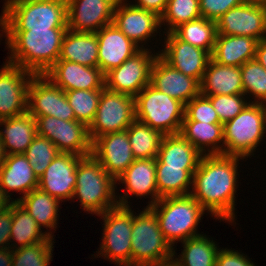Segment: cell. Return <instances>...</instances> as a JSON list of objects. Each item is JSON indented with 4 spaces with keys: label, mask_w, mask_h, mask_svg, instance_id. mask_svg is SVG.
<instances>
[{
    "label": "cell",
    "mask_w": 266,
    "mask_h": 266,
    "mask_svg": "<svg viewBox=\"0 0 266 266\" xmlns=\"http://www.w3.org/2000/svg\"><path fill=\"white\" fill-rule=\"evenodd\" d=\"M243 159L224 154L203 155L193 174L190 194L211 217L230 225L238 224L235 195L239 186V160Z\"/></svg>",
    "instance_id": "6da1fadb"
},
{
    "label": "cell",
    "mask_w": 266,
    "mask_h": 266,
    "mask_svg": "<svg viewBox=\"0 0 266 266\" xmlns=\"http://www.w3.org/2000/svg\"><path fill=\"white\" fill-rule=\"evenodd\" d=\"M67 30H0V38L5 36L9 49L6 61L34 74H44L59 59Z\"/></svg>",
    "instance_id": "7a4b0ae2"
},
{
    "label": "cell",
    "mask_w": 266,
    "mask_h": 266,
    "mask_svg": "<svg viewBox=\"0 0 266 266\" xmlns=\"http://www.w3.org/2000/svg\"><path fill=\"white\" fill-rule=\"evenodd\" d=\"M0 30L67 27L66 0H4Z\"/></svg>",
    "instance_id": "3957f363"
},
{
    "label": "cell",
    "mask_w": 266,
    "mask_h": 266,
    "mask_svg": "<svg viewBox=\"0 0 266 266\" xmlns=\"http://www.w3.org/2000/svg\"><path fill=\"white\" fill-rule=\"evenodd\" d=\"M116 188V180L92 154L79 160L72 200H79L82 211L98 216L117 207Z\"/></svg>",
    "instance_id": "277c9868"
},
{
    "label": "cell",
    "mask_w": 266,
    "mask_h": 266,
    "mask_svg": "<svg viewBox=\"0 0 266 266\" xmlns=\"http://www.w3.org/2000/svg\"><path fill=\"white\" fill-rule=\"evenodd\" d=\"M150 208L155 212L159 228L172 248L178 242L201 235L198 225L207 211L191 194L162 197Z\"/></svg>",
    "instance_id": "5b68a950"
},
{
    "label": "cell",
    "mask_w": 266,
    "mask_h": 266,
    "mask_svg": "<svg viewBox=\"0 0 266 266\" xmlns=\"http://www.w3.org/2000/svg\"><path fill=\"white\" fill-rule=\"evenodd\" d=\"M137 212L133 210L131 266H156L172 262L173 248L163 236L155 212L147 206Z\"/></svg>",
    "instance_id": "8992f818"
},
{
    "label": "cell",
    "mask_w": 266,
    "mask_h": 266,
    "mask_svg": "<svg viewBox=\"0 0 266 266\" xmlns=\"http://www.w3.org/2000/svg\"><path fill=\"white\" fill-rule=\"evenodd\" d=\"M223 133L224 155L244 159L254 156L266 137V105L249 102L234 119L223 124Z\"/></svg>",
    "instance_id": "52a82bcc"
},
{
    "label": "cell",
    "mask_w": 266,
    "mask_h": 266,
    "mask_svg": "<svg viewBox=\"0 0 266 266\" xmlns=\"http://www.w3.org/2000/svg\"><path fill=\"white\" fill-rule=\"evenodd\" d=\"M135 119L163 135L179 134L185 105L156 89L145 86L135 97Z\"/></svg>",
    "instance_id": "ba28073f"
},
{
    "label": "cell",
    "mask_w": 266,
    "mask_h": 266,
    "mask_svg": "<svg viewBox=\"0 0 266 266\" xmlns=\"http://www.w3.org/2000/svg\"><path fill=\"white\" fill-rule=\"evenodd\" d=\"M103 220L102 243L94 258L111 261L117 266H131L133 210L117 206L98 215ZM99 256V257H98Z\"/></svg>",
    "instance_id": "9c48e42d"
},
{
    "label": "cell",
    "mask_w": 266,
    "mask_h": 266,
    "mask_svg": "<svg viewBox=\"0 0 266 266\" xmlns=\"http://www.w3.org/2000/svg\"><path fill=\"white\" fill-rule=\"evenodd\" d=\"M135 120L134 97L104 87L95 117L88 127L90 139L93 141L104 134L126 130Z\"/></svg>",
    "instance_id": "30bf717a"
},
{
    "label": "cell",
    "mask_w": 266,
    "mask_h": 266,
    "mask_svg": "<svg viewBox=\"0 0 266 266\" xmlns=\"http://www.w3.org/2000/svg\"><path fill=\"white\" fill-rule=\"evenodd\" d=\"M147 47L104 75L107 90L135 97L150 84L151 68L159 52ZM152 51H154L152 53Z\"/></svg>",
    "instance_id": "8fae6325"
},
{
    "label": "cell",
    "mask_w": 266,
    "mask_h": 266,
    "mask_svg": "<svg viewBox=\"0 0 266 266\" xmlns=\"http://www.w3.org/2000/svg\"><path fill=\"white\" fill-rule=\"evenodd\" d=\"M37 135L49 139L63 153L87 156L92 151L88 127L77 120H62L52 116L34 117Z\"/></svg>",
    "instance_id": "7c38bea8"
},
{
    "label": "cell",
    "mask_w": 266,
    "mask_h": 266,
    "mask_svg": "<svg viewBox=\"0 0 266 266\" xmlns=\"http://www.w3.org/2000/svg\"><path fill=\"white\" fill-rule=\"evenodd\" d=\"M28 112L33 117L52 116L66 121L75 120L65 91L44 74H34L30 80Z\"/></svg>",
    "instance_id": "4fadbf2b"
},
{
    "label": "cell",
    "mask_w": 266,
    "mask_h": 266,
    "mask_svg": "<svg viewBox=\"0 0 266 266\" xmlns=\"http://www.w3.org/2000/svg\"><path fill=\"white\" fill-rule=\"evenodd\" d=\"M217 35L266 38V12L261 2L247 0L216 20Z\"/></svg>",
    "instance_id": "5bb4252c"
},
{
    "label": "cell",
    "mask_w": 266,
    "mask_h": 266,
    "mask_svg": "<svg viewBox=\"0 0 266 266\" xmlns=\"http://www.w3.org/2000/svg\"><path fill=\"white\" fill-rule=\"evenodd\" d=\"M113 23L141 49H146L147 45H144L153 40L157 33L162 36L160 17L152 11L132 5L127 0L117 1Z\"/></svg>",
    "instance_id": "9a60e30c"
},
{
    "label": "cell",
    "mask_w": 266,
    "mask_h": 266,
    "mask_svg": "<svg viewBox=\"0 0 266 266\" xmlns=\"http://www.w3.org/2000/svg\"><path fill=\"white\" fill-rule=\"evenodd\" d=\"M33 75L5 61L0 68V120L28 112V88Z\"/></svg>",
    "instance_id": "2e32d148"
},
{
    "label": "cell",
    "mask_w": 266,
    "mask_h": 266,
    "mask_svg": "<svg viewBox=\"0 0 266 266\" xmlns=\"http://www.w3.org/2000/svg\"><path fill=\"white\" fill-rule=\"evenodd\" d=\"M155 174V158L135 159V161L116 179L117 186L118 184L125 186V192L116 195L118 206L130 207V201L128 202V200L131 199L132 195L139 199L145 198L146 196L151 199L147 207L154 205L161 198L158 195Z\"/></svg>",
    "instance_id": "e0dca14e"
},
{
    "label": "cell",
    "mask_w": 266,
    "mask_h": 266,
    "mask_svg": "<svg viewBox=\"0 0 266 266\" xmlns=\"http://www.w3.org/2000/svg\"><path fill=\"white\" fill-rule=\"evenodd\" d=\"M164 34L165 45H161L163 49L158 51L159 55L178 71L201 82L211 54L182 41L174 32L163 33V36Z\"/></svg>",
    "instance_id": "ac0fdd59"
},
{
    "label": "cell",
    "mask_w": 266,
    "mask_h": 266,
    "mask_svg": "<svg viewBox=\"0 0 266 266\" xmlns=\"http://www.w3.org/2000/svg\"><path fill=\"white\" fill-rule=\"evenodd\" d=\"M67 27L73 32L96 33L113 23L118 0H66Z\"/></svg>",
    "instance_id": "d6986e66"
},
{
    "label": "cell",
    "mask_w": 266,
    "mask_h": 266,
    "mask_svg": "<svg viewBox=\"0 0 266 266\" xmlns=\"http://www.w3.org/2000/svg\"><path fill=\"white\" fill-rule=\"evenodd\" d=\"M91 154L115 180L135 161L126 130L95 138Z\"/></svg>",
    "instance_id": "ffe728a7"
},
{
    "label": "cell",
    "mask_w": 266,
    "mask_h": 266,
    "mask_svg": "<svg viewBox=\"0 0 266 266\" xmlns=\"http://www.w3.org/2000/svg\"><path fill=\"white\" fill-rule=\"evenodd\" d=\"M83 156L60 152L39 178L38 188L61 201L72 200L76 169Z\"/></svg>",
    "instance_id": "44dd1931"
},
{
    "label": "cell",
    "mask_w": 266,
    "mask_h": 266,
    "mask_svg": "<svg viewBox=\"0 0 266 266\" xmlns=\"http://www.w3.org/2000/svg\"><path fill=\"white\" fill-rule=\"evenodd\" d=\"M150 84L184 105L200 94V82L178 71L159 54L151 68Z\"/></svg>",
    "instance_id": "7402d4cb"
},
{
    "label": "cell",
    "mask_w": 266,
    "mask_h": 266,
    "mask_svg": "<svg viewBox=\"0 0 266 266\" xmlns=\"http://www.w3.org/2000/svg\"><path fill=\"white\" fill-rule=\"evenodd\" d=\"M44 75L64 91L105 87L104 74L99 67H88L71 61L57 60Z\"/></svg>",
    "instance_id": "603a6c76"
},
{
    "label": "cell",
    "mask_w": 266,
    "mask_h": 266,
    "mask_svg": "<svg viewBox=\"0 0 266 266\" xmlns=\"http://www.w3.org/2000/svg\"><path fill=\"white\" fill-rule=\"evenodd\" d=\"M98 40V67L105 75L134 56L141 48L114 24H108L96 32Z\"/></svg>",
    "instance_id": "cb8c5ba5"
},
{
    "label": "cell",
    "mask_w": 266,
    "mask_h": 266,
    "mask_svg": "<svg viewBox=\"0 0 266 266\" xmlns=\"http://www.w3.org/2000/svg\"><path fill=\"white\" fill-rule=\"evenodd\" d=\"M38 184L39 179L24 154L6 156L0 167V187L11 200V191L19 192L21 198L38 188Z\"/></svg>",
    "instance_id": "d4e9b609"
},
{
    "label": "cell",
    "mask_w": 266,
    "mask_h": 266,
    "mask_svg": "<svg viewBox=\"0 0 266 266\" xmlns=\"http://www.w3.org/2000/svg\"><path fill=\"white\" fill-rule=\"evenodd\" d=\"M205 96L244 94L240 67L221 65L210 59L200 82Z\"/></svg>",
    "instance_id": "484cf974"
},
{
    "label": "cell",
    "mask_w": 266,
    "mask_h": 266,
    "mask_svg": "<svg viewBox=\"0 0 266 266\" xmlns=\"http://www.w3.org/2000/svg\"><path fill=\"white\" fill-rule=\"evenodd\" d=\"M0 127L6 155L24 154L37 136L36 119L29 112L0 120Z\"/></svg>",
    "instance_id": "4316f807"
},
{
    "label": "cell",
    "mask_w": 266,
    "mask_h": 266,
    "mask_svg": "<svg viewBox=\"0 0 266 266\" xmlns=\"http://www.w3.org/2000/svg\"><path fill=\"white\" fill-rule=\"evenodd\" d=\"M257 42L249 36L217 35L211 59L221 65L241 67L255 59Z\"/></svg>",
    "instance_id": "83f0119b"
},
{
    "label": "cell",
    "mask_w": 266,
    "mask_h": 266,
    "mask_svg": "<svg viewBox=\"0 0 266 266\" xmlns=\"http://www.w3.org/2000/svg\"><path fill=\"white\" fill-rule=\"evenodd\" d=\"M179 134L202 155L224 154L223 123L182 121Z\"/></svg>",
    "instance_id": "f1b7e54d"
},
{
    "label": "cell",
    "mask_w": 266,
    "mask_h": 266,
    "mask_svg": "<svg viewBox=\"0 0 266 266\" xmlns=\"http://www.w3.org/2000/svg\"><path fill=\"white\" fill-rule=\"evenodd\" d=\"M26 211L35 219L40 228H46L47 235L53 238V231L57 229L60 200L36 188L21 198H15ZM44 227V228H43ZM49 228V229H48ZM53 229V231H52Z\"/></svg>",
    "instance_id": "f546056e"
},
{
    "label": "cell",
    "mask_w": 266,
    "mask_h": 266,
    "mask_svg": "<svg viewBox=\"0 0 266 266\" xmlns=\"http://www.w3.org/2000/svg\"><path fill=\"white\" fill-rule=\"evenodd\" d=\"M58 60L98 67V40L96 33L66 31Z\"/></svg>",
    "instance_id": "4dcf8cb0"
},
{
    "label": "cell",
    "mask_w": 266,
    "mask_h": 266,
    "mask_svg": "<svg viewBox=\"0 0 266 266\" xmlns=\"http://www.w3.org/2000/svg\"><path fill=\"white\" fill-rule=\"evenodd\" d=\"M182 252L177 255L173 248L172 263L175 266H215L218 251L217 242L206 234L184 240Z\"/></svg>",
    "instance_id": "1f68e13d"
},
{
    "label": "cell",
    "mask_w": 266,
    "mask_h": 266,
    "mask_svg": "<svg viewBox=\"0 0 266 266\" xmlns=\"http://www.w3.org/2000/svg\"><path fill=\"white\" fill-rule=\"evenodd\" d=\"M156 184L162 197L188 195L192 189L193 174L198 167H174L163 164L157 157Z\"/></svg>",
    "instance_id": "d6a6232c"
},
{
    "label": "cell",
    "mask_w": 266,
    "mask_h": 266,
    "mask_svg": "<svg viewBox=\"0 0 266 266\" xmlns=\"http://www.w3.org/2000/svg\"><path fill=\"white\" fill-rule=\"evenodd\" d=\"M203 155L180 134L164 135L157 158L167 166L198 167Z\"/></svg>",
    "instance_id": "836d02e7"
},
{
    "label": "cell",
    "mask_w": 266,
    "mask_h": 266,
    "mask_svg": "<svg viewBox=\"0 0 266 266\" xmlns=\"http://www.w3.org/2000/svg\"><path fill=\"white\" fill-rule=\"evenodd\" d=\"M42 231L43 230L26 209H24L17 201H13V222L10 233V248L15 250L39 242H46L50 237L46 232Z\"/></svg>",
    "instance_id": "e575fe53"
},
{
    "label": "cell",
    "mask_w": 266,
    "mask_h": 266,
    "mask_svg": "<svg viewBox=\"0 0 266 266\" xmlns=\"http://www.w3.org/2000/svg\"><path fill=\"white\" fill-rule=\"evenodd\" d=\"M131 150L135 159H149L158 156L163 134L149 125L135 120L127 129Z\"/></svg>",
    "instance_id": "d590c367"
},
{
    "label": "cell",
    "mask_w": 266,
    "mask_h": 266,
    "mask_svg": "<svg viewBox=\"0 0 266 266\" xmlns=\"http://www.w3.org/2000/svg\"><path fill=\"white\" fill-rule=\"evenodd\" d=\"M182 41L195 47L213 52L217 37L216 21L200 17L181 24L173 31Z\"/></svg>",
    "instance_id": "8d00e7d4"
},
{
    "label": "cell",
    "mask_w": 266,
    "mask_h": 266,
    "mask_svg": "<svg viewBox=\"0 0 266 266\" xmlns=\"http://www.w3.org/2000/svg\"><path fill=\"white\" fill-rule=\"evenodd\" d=\"M202 17L199 0H168L160 24L165 27L163 33L173 32L181 24Z\"/></svg>",
    "instance_id": "74e56055"
},
{
    "label": "cell",
    "mask_w": 266,
    "mask_h": 266,
    "mask_svg": "<svg viewBox=\"0 0 266 266\" xmlns=\"http://www.w3.org/2000/svg\"><path fill=\"white\" fill-rule=\"evenodd\" d=\"M244 95L250 103L266 105V69L256 60H249L240 67ZM253 99V101H252Z\"/></svg>",
    "instance_id": "f35d334b"
},
{
    "label": "cell",
    "mask_w": 266,
    "mask_h": 266,
    "mask_svg": "<svg viewBox=\"0 0 266 266\" xmlns=\"http://www.w3.org/2000/svg\"><path fill=\"white\" fill-rule=\"evenodd\" d=\"M101 91L102 89L65 91L69 104L73 108L75 120L87 127L90 126L98 108Z\"/></svg>",
    "instance_id": "ab89813d"
},
{
    "label": "cell",
    "mask_w": 266,
    "mask_h": 266,
    "mask_svg": "<svg viewBox=\"0 0 266 266\" xmlns=\"http://www.w3.org/2000/svg\"><path fill=\"white\" fill-rule=\"evenodd\" d=\"M54 239L50 237L46 242L13 250L12 266H49L53 260Z\"/></svg>",
    "instance_id": "60d3db41"
},
{
    "label": "cell",
    "mask_w": 266,
    "mask_h": 266,
    "mask_svg": "<svg viewBox=\"0 0 266 266\" xmlns=\"http://www.w3.org/2000/svg\"><path fill=\"white\" fill-rule=\"evenodd\" d=\"M60 153L49 139L37 135L28 146L24 155L39 179L53 159Z\"/></svg>",
    "instance_id": "b9f144b4"
},
{
    "label": "cell",
    "mask_w": 266,
    "mask_h": 266,
    "mask_svg": "<svg viewBox=\"0 0 266 266\" xmlns=\"http://www.w3.org/2000/svg\"><path fill=\"white\" fill-rule=\"evenodd\" d=\"M221 123L234 119L249 103L244 94L207 96Z\"/></svg>",
    "instance_id": "7bdbcfd3"
},
{
    "label": "cell",
    "mask_w": 266,
    "mask_h": 266,
    "mask_svg": "<svg viewBox=\"0 0 266 266\" xmlns=\"http://www.w3.org/2000/svg\"><path fill=\"white\" fill-rule=\"evenodd\" d=\"M183 121L221 123L211 101L201 93L185 105Z\"/></svg>",
    "instance_id": "ee69618b"
},
{
    "label": "cell",
    "mask_w": 266,
    "mask_h": 266,
    "mask_svg": "<svg viewBox=\"0 0 266 266\" xmlns=\"http://www.w3.org/2000/svg\"><path fill=\"white\" fill-rule=\"evenodd\" d=\"M247 0H199L201 16L216 21L229 9Z\"/></svg>",
    "instance_id": "f6af8a7d"
},
{
    "label": "cell",
    "mask_w": 266,
    "mask_h": 266,
    "mask_svg": "<svg viewBox=\"0 0 266 266\" xmlns=\"http://www.w3.org/2000/svg\"><path fill=\"white\" fill-rule=\"evenodd\" d=\"M241 251L222 248L218 251L215 266H257Z\"/></svg>",
    "instance_id": "bcb514c9"
},
{
    "label": "cell",
    "mask_w": 266,
    "mask_h": 266,
    "mask_svg": "<svg viewBox=\"0 0 266 266\" xmlns=\"http://www.w3.org/2000/svg\"><path fill=\"white\" fill-rule=\"evenodd\" d=\"M12 222L13 202L8 209L0 212V249L10 248Z\"/></svg>",
    "instance_id": "7dc6e473"
},
{
    "label": "cell",
    "mask_w": 266,
    "mask_h": 266,
    "mask_svg": "<svg viewBox=\"0 0 266 266\" xmlns=\"http://www.w3.org/2000/svg\"><path fill=\"white\" fill-rule=\"evenodd\" d=\"M131 2L132 5L152 11L156 13L159 17L164 13L168 0H134Z\"/></svg>",
    "instance_id": "c3c4849f"
},
{
    "label": "cell",
    "mask_w": 266,
    "mask_h": 266,
    "mask_svg": "<svg viewBox=\"0 0 266 266\" xmlns=\"http://www.w3.org/2000/svg\"><path fill=\"white\" fill-rule=\"evenodd\" d=\"M255 59L266 69V38L257 42Z\"/></svg>",
    "instance_id": "681fc988"
},
{
    "label": "cell",
    "mask_w": 266,
    "mask_h": 266,
    "mask_svg": "<svg viewBox=\"0 0 266 266\" xmlns=\"http://www.w3.org/2000/svg\"><path fill=\"white\" fill-rule=\"evenodd\" d=\"M12 254L11 248L0 249V266H12Z\"/></svg>",
    "instance_id": "f907efd6"
},
{
    "label": "cell",
    "mask_w": 266,
    "mask_h": 266,
    "mask_svg": "<svg viewBox=\"0 0 266 266\" xmlns=\"http://www.w3.org/2000/svg\"><path fill=\"white\" fill-rule=\"evenodd\" d=\"M13 201L14 199L11 200L0 187V212L8 209Z\"/></svg>",
    "instance_id": "816d5d0a"
},
{
    "label": "cell",
    "mask_w": 266,
    "mask_h": 266,
    "mask_svg": "<svg viewBox=\"0 0 266 266\" xmlns=\"http://www.w3.org/2000/svg\"><path fill=\"white\" fill-rule=\"evenodd\" d=\"M6 156L7 155L5 153V150H4L1 138H0V167L5 162Z\"/></svg>",
    "instance_id": "f5cc1de1"
},
{
    "label": "cell",
    "mask_w": 266,
    "mask_h": 266,
    "mask_svg": "<svg viewBox=\"0 0 266 266\" xmlns=\"http://www.w3.org/2000/svg\"><path fill=\"white\" fill-rule=\"evenodd\" d=\"M156 266H175V265L172 262H169L167 264L156 265Z\"/></svg>",
    "instance_id": "db71d44e"
},
{
    "label": "cell",
    "mask_w": 266,
    "mask_h": 266,
    "mask_svg": "<svg viewBox=\"0 0 266 266\" xmlns=\"http://www.w3.org/2000/svg\"><path fill=\"white\" fill-rule=\"evenodd\" d=\"M261 3H262L263 8H264V10H265V12H266V0H262Z\"/></svg>",
    "instance_id": "11a10c76"
},
{
    "label": "cell",
    "mask_w": 266,
    "mask_h": 266,
    "mask_svg": "<svg viewBox=\"0 0 266 266\" xmlns=\"http://www.w3.org/2000/svg\"><path fill=\"white\" fill-rule=\"evenodd\" d=\"M250 1H256V2H261L262 0H250Z\"/></svg>",
    "instance_id": "9f6ffc18"
}]
</instances>
